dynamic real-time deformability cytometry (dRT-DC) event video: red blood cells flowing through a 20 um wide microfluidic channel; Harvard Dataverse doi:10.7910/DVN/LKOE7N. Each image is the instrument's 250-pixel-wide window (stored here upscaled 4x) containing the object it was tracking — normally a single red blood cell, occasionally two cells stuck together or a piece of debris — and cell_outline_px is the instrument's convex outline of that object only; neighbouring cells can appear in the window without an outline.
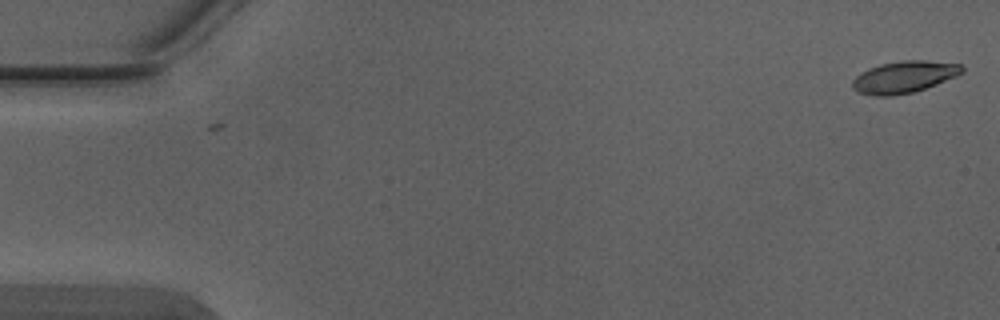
{"species": "Egyptian fruit bat (a non-hibernating species)", "species_latin": "Rousettus aegyptiacus", "temperature_condition": "warm", "stored_images_in_passage": 6, "segment_of_instrument_passage": [2, 2], "camera_frame_rate_fps": 3000, "um_per_image_px": 0.085, "animal": {"sex": "male"}, "frame": {"image": 1, "passage_image": 6, "time_ms": 1.667, "image_size_px": [1000, 320], "cell_outline_px": [[964, 72], [956, 76], [936, 84], [912, 92], [892, 96], [876, 96], [860, 92], [852, 88], [852, 80], [860, 72], [868, 68], [880, 64], [904, 60], [924, 60], [960, 64], [964, 68]], "centroid_in_image_um": [76.83, 6.53], "position_along_channel_um": 8.2, "area_um2": 20.23}}